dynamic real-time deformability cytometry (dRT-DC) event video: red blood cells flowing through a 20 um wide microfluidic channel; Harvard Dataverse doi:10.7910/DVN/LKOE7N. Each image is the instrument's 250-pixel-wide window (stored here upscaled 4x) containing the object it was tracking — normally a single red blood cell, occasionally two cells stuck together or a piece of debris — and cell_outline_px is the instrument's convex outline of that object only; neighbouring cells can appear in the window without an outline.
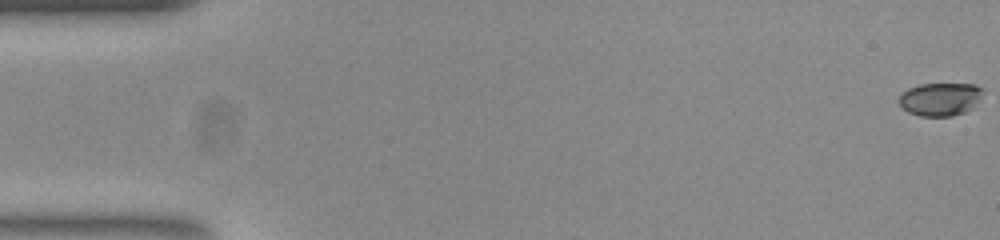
{"species": "common noctule bat (a hibernating species)", "species_latin": "Nyctalus noctula", "temperature_condition": "room temperature", "stored_images_in_passage": 55, "camera_frame_rate_fps": 3000, "um_per_image_px": 0.085, "animal": {"sex": "female", "body_mass_g": 23.0, "forearm_length_mm": 53.4}, "frame": {"image": 1, "passage_image": 1, "time_ms": 0.0, "image_size_px": [1000, 240], "cell_outline_px": [[984, 92], [964, 112], [952, 116], [920, 116], [908, 112], [900, 104], [900, 96], [908, 88], [920, 84], [972, 84], [984, 88]], "centroid_in_image_um": [79.89, 8.41], "position_along_channel_um": 5.1, "area_um2": 15.78}}
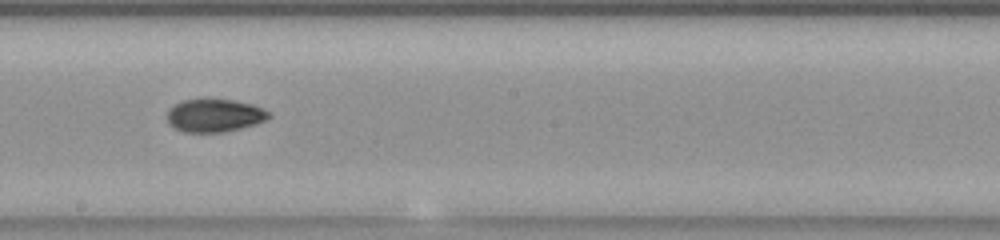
{"frame": {"image": 2, "passage_image": 31, "time_ms": 10.0, "image_size_px": [1000, 240], "cell_outline_px": [[272, 116], [256, 124], [224, 132], [184, 132], [168, 124], [168, 108], [184, 100], [208, 96], [232, 100], [252, 104], [264, 108], [272, 112]], "centroid_in_image_um": [18.25, 9.77], "position_along_channel_um": 229.9, "area_um2": 20.11}}
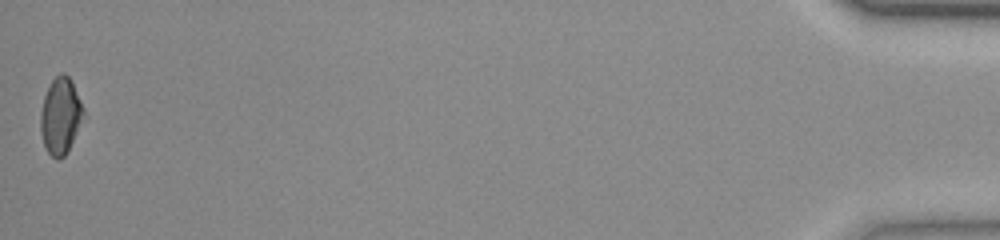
{"frame": {"image": 3, "passage_image": 55, "time_ms": 18.0, "image_size_px": [1000, 240], "cell_outline_px": [[84, 120], [64, 156], [60, 160], [56, 160], [44, 148], [40, 132], [40, 112], [44, 96], [52, 80], [60, 72], [64, 72], [72, 80], [84, 108]], "centroid_in_image_um": [5.14, 9.85], "position_along_channel_um": 430.1, "area_um2": 19.42}, "authors_computed_cell_mechanics": {"area_um2": 19.1318, "velocity_mm_per_s": 3.7802, "shape_relaxation_time_tau1_ms": 4.456, "shape_relaxation_time_tau2_ms": 4.3463, "deformation_change_tau1": 0.1321, "deformation_change_tau2": 0.0862}}